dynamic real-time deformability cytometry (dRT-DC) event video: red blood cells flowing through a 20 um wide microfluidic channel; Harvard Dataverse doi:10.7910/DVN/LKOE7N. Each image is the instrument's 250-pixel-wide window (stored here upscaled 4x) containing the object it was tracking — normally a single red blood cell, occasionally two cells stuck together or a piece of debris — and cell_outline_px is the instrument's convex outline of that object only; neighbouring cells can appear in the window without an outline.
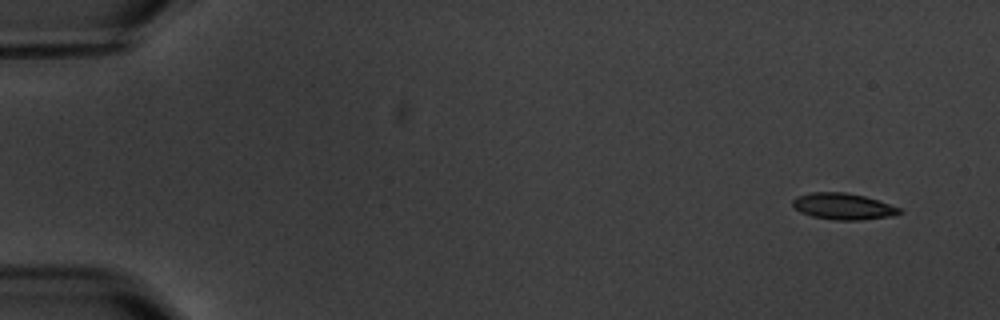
{"species": "common noctule bat (a hibernating species)", "species_latin": "Nyctalus noctula", "temperature_condition": "warm", "stored_images_in_passage": 5, "camera_frame_rate_fps": 3000, "um_per_image_px": 0.085, "animal": {"sex": "male", "body_mass_g": 20.1, "forearm_length_mm": 53.5}, "frame": {"image": 1, "passage_image": 1, "time_ms": 0.0, "image_size_px": [1000, 320], "cell_outline_px": [[900, 212], [892, 216], [860, 220], [836, 220], [812, 216], [800, 212], [792, 204], [792, 200], [796, 196], [812, 192], [844, 192], [864, 196], [900, 208]], "centroid_in_image_um": [71.62, 17.54], "position_along_channel_um": 13.4, "area_um2": 16.18}}
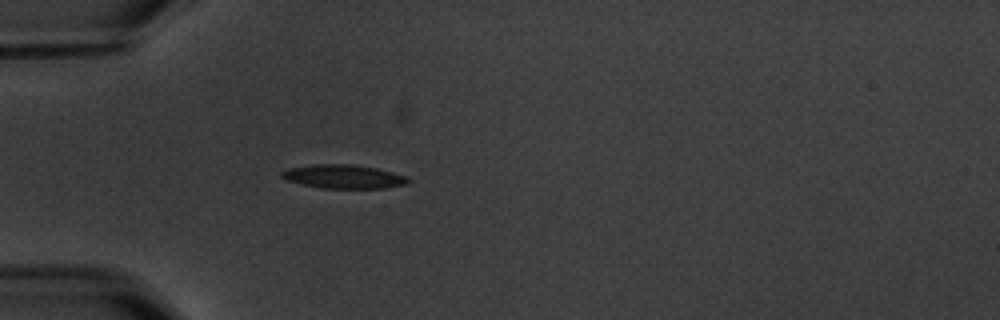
{"frame": {"image": 2, "passage_image": 5, "time_ms": 4.667, "image_size_px": [1000, 320], "cell_outline_px": [[412, 180], [408, 184], [384, 188], [320, 188], [288, 180], [280, 176], [280, 172], [288, 168], [312, 164], [352, 164], [376, 168], [408, 176]], "centroid_in_image_um": [29.24, 15.0], "position_along_channel_um": 55.8, "area_um2": 17.57}}